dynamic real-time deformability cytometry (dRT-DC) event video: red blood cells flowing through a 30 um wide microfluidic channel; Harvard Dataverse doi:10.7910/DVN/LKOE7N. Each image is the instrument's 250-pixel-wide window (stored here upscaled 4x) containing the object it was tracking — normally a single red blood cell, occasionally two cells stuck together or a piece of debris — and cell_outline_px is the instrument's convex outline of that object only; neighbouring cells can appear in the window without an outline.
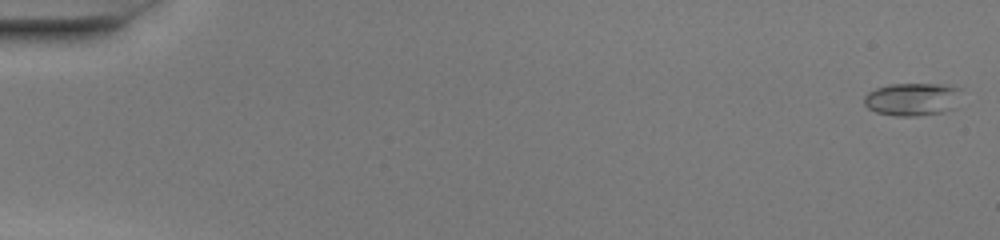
{"species": "common noctule bat (a hibernating species)", "species_latin": "Nyctalus noctula", "temperature_condition": "warm", "stored_images_in_passage": 52, "camera_frame_rate_fps": 3000, "um_per_image_px": 0.085, "animal": {"sex": "female", "body_mass_g": 20.0, "forearm_length_mm": 54.0}, "frame": {"image": 1, "passage_image": 2, "time_ms": 0.333, "image_size_px": [1000, 240], "cell_outline_px": [[960, 88], [956, 108], [944, 112], [916, 116], [892, 116], [876, 112], [868, 108], [864, 104], [864, 96], [868, 92], [876, 88], [888, 84], [940, 84]], "centroid_in_image_um": [77.53, 8.44], "position_along_channel_um": 7.5, "area_um2": 18.79}}
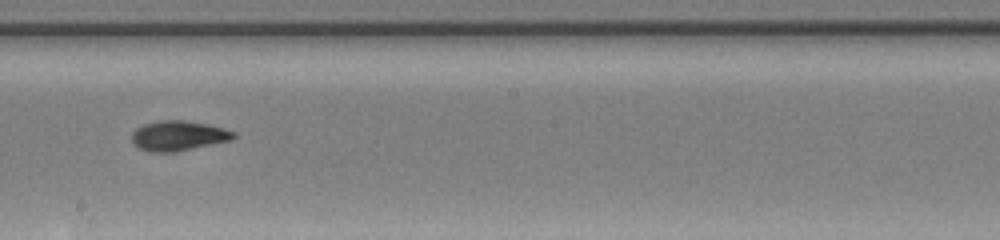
{"frame": {"image": 2, "passage_image": 31, "time_ms": 10.0, "image_size_px": [1000, 240], "cell_outline_px": [[236, 136], [232, 140], [176, 152], [152, 152], [140, 148], [132, 144], [132, 132], [136, 128], [144, 124], [160, 120], [184, 120], [208, 124], [224, 128], [236, 132]], "centroid_in_image_um": [15.17, 11.54], "position_along_channel_um": 233.0, "area_um2": 17.92}}
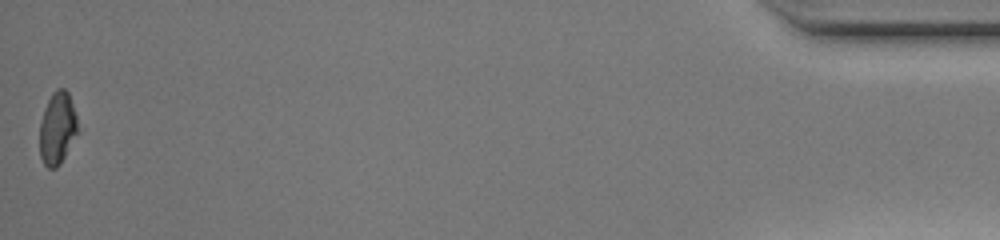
{"frame": {"image": 3, "passage_image": 52, "time_ms": 17.0, "image_size_px": [1000, 240], "cell_outline_px": [[76, 132], [60, 164], [56, 168], [48, 168], [44, 164], [40, 156], [40, 124], [44, 108], [52, 92], [56, 88], [64, 88], [68, 92], [76, 116]], "centroid_in_image_um": [4.84, 10.88], "position_along_channel_um": 430.4, "area_um2": 15.61}, "authors_computed_cell_mechanics": {"area_um2": 17.629, "velocity_mm_per_s": 4.1104, "shape_relaxation_time_tau1_ms": 8.6694, "shape_relaxation_time_tau2_ms": 2.2433, "deformation_change_tau1": 0.2715, "deformation_change_tau2": 0.0729}}